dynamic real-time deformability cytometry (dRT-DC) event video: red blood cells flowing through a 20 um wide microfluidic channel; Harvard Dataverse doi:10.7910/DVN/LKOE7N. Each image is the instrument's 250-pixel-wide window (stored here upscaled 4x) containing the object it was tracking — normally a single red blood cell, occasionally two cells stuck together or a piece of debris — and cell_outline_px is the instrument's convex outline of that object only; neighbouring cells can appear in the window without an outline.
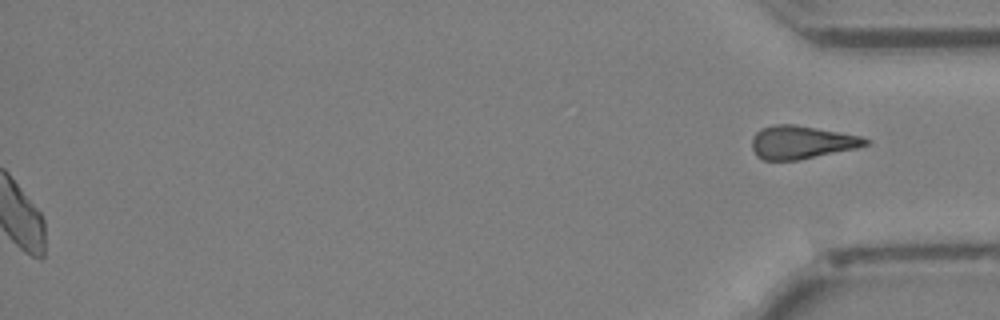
{"species": "Egyptian fruit bat (a non-hibernating species)", "species_latin": "Rousettus aegyptiacus", "temperature_condition": "cold", "stored_images_in_passage": 37, "segment_of_instrument_passage": [2, 2], "camera_frame_rate_fps": 3000, "um_per_image_px": 0.085, "animal": {"sex": "female"}, "frame": {"image": 1, "passage_image": 37, "time_ms": 12.0, "image_size_px": [1000, 320], "cell_outline_px": [[872, 140], [868, 144], [856, 148], [800, 160], [764, 160], [756, 156], [752, 148], [752, 140], [756, 132], [760, 128], [776, 124], [792, 124], [816, 128], [860, 136]], "centroid_in_image_um": [68.11, 12.1], "position_along_channel_um": 367.1, "area_um2": 21.85}}